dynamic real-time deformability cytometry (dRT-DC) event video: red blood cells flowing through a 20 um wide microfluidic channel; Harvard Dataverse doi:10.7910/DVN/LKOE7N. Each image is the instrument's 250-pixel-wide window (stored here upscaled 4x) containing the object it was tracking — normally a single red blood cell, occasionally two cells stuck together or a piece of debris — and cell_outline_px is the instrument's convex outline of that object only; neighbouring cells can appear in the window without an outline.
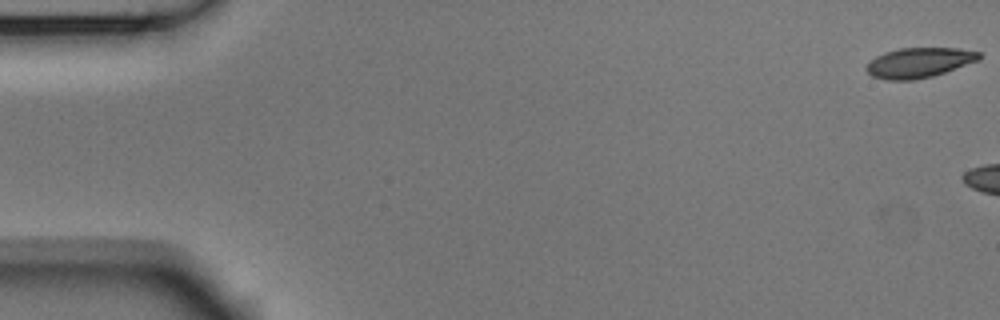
{"species": "Egyptian fruit bat (a non-hibernating species)", "species_latin": "Rousettus aegyptiacus", "temperature_condition": "room temperature", "stored_images_in_passage": 5, "camera_frame_rate_fps": 3000, "um_per_image_px": 0.085, "animal": {"sex": "male"}, "frame": {"image": 1, "passage_image": 1, "time_ms": 0.0, "image_size_px": [1000, 320], "cell_outline_px": [[980, 60], [932, 76], [912, 80], [888, 80], [872, 76], [864, 68], [876, 56], [884, 52], [900, 48], [960, 48], [980, 52]], "centroid_in_image_um": [78.12, 5.32], "position_along_channel_um": 6.9, "area_um2": 19.59}}